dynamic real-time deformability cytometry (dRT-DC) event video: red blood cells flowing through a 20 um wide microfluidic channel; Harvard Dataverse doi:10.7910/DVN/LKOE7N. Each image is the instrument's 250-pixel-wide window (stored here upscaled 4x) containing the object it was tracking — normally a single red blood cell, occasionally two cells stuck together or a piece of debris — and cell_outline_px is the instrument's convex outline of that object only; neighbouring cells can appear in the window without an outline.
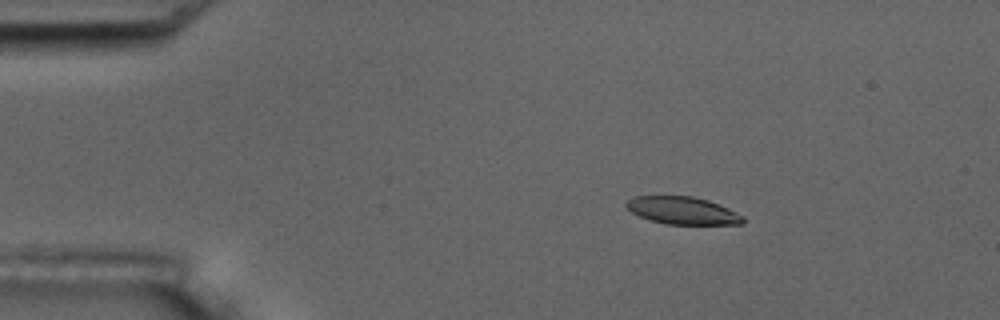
{"species": "common noctule bat (a hibernating species)", "species_latin": "Nyctalus noctula", "temperature_condition": "room temperature", "stored_images_in_passage": 5, "camera_frame_rate_fps": 3000, "um_per_image_px": 0.085, "animal": {"sex": "male", "body_mass_g": 17.5, "forearm_length_mm": 52.3}, "frame": {"image": 1, "passage_image": 3, "time_ms": 2.333, "image_size_px": [1000, 320], "cell_outline_px": [[744, 224], [664, 224], [640, 216], [632, 212], [624, 204], [628, 200], [636, 196], [692, 196], [708, 200], [736, 212], [744, 216]], "centroid_in_image_um": [58.03, 17.9], "position_along_channel_um": 27.0, "area_um2": 18.5}}
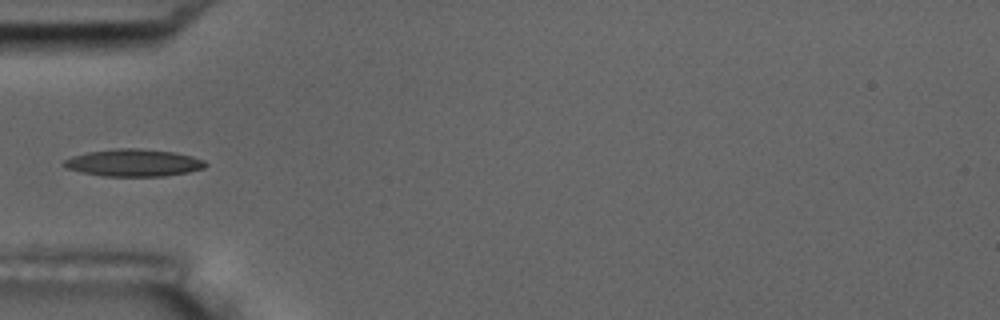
{"frame": {"image": 2, "passage_image": 5, "time_ms": 5.333, "image_size_px": [1000, 320], "cell_outline_px": [[208, 164], [204, 168], [188, 172], [164, 176], [104, 176], [84, 172], [68, 168], [60, 164], [64, 160], [72, 156], [88, 152], [116, 148], [140, 148], [176, 152], [192, 156], [204, 160]], "centroid_in_image_um": [11.38, 13.82], "position_along_channel_um": 73.6, "area_um2": 22.48}}